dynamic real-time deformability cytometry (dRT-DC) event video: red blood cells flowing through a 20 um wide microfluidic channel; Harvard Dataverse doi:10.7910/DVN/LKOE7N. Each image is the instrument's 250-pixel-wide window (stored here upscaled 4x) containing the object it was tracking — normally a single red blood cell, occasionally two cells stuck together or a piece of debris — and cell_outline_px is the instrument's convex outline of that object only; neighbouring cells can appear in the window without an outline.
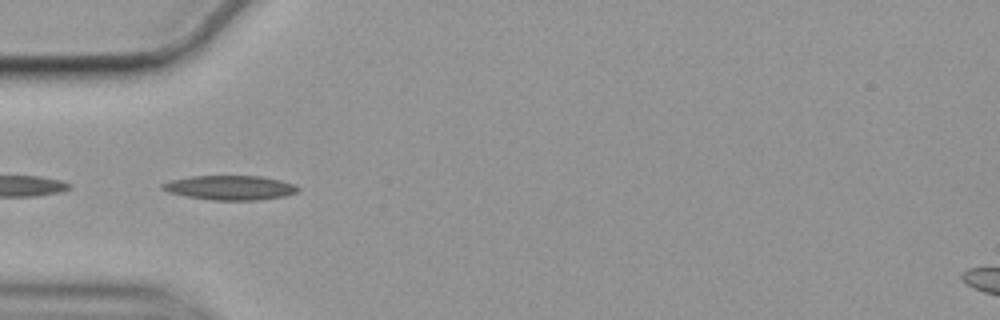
{"species": "common noctule bat (a hibernating species)", "species_latin": "Nyctalus noctula", "temperature_condition": "cold", "stored_images_in_passage": 3, "camera_frame_rate_fps": 3000, "um_per_image_px": 0.085, "animal": {"sex": "female", "body_mass_g": 19.9}, "frame": {"image": 1, "passage_image": 1, "time_ms": 0.0, "image_size_px": [1000, 320], "cell_outline_px": [[300, 188], [296, 192], [284, 196], [256, 200], [212, 200], [184, 196], [168, 192], [160, 188], [160, 184], [172, 180], [188, 176], [260, 176], [280, 180], [292, 184]], "centroid_in_image_um": [19.49, 15.95], "position_along_channel_um": 65.5, "area_um2": 19.25}}